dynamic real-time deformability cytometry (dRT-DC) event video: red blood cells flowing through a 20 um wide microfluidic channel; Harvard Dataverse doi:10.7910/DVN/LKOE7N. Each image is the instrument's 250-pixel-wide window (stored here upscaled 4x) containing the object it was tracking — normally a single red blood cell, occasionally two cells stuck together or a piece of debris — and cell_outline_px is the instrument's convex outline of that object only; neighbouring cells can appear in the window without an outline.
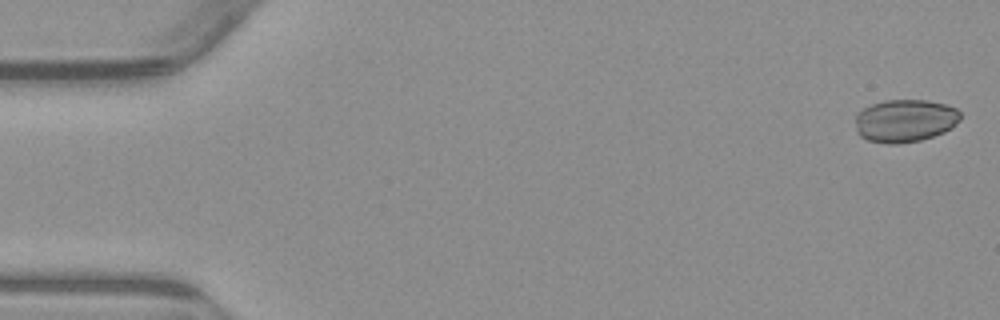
{"species": "common noctule bat (a hibernating species)", "species_latin": "Nyctalus noctula", "temperature_condition": "warm", "stored_images_in_passage": 54, "camera_frame_rate_fps": 3000, "um_per_image_px": 0.085, "animal": {"sex": "male", "body_mass_g": 23.1, "forearm_length_mm": 52.7}, "frame": {"image": 1, "passage_image": 2, "time_ms": 0.333, "image_size_px": [1000, 320], "cell_outline_px": [[960, 120], [952, 128], [944, 132], [920, 140], [896, 144], [888, 144], [868, 140], [860, 136], [856, 132], [856, 116], [864, 108], [872, 104], [884, 100], [928, 100], [944, 104], [956, 108], [960, 112]], "centroid_in_image_um": [76.93, 10.26], "position_along_channel_um": 8.1, "area_um2": 26.18}}
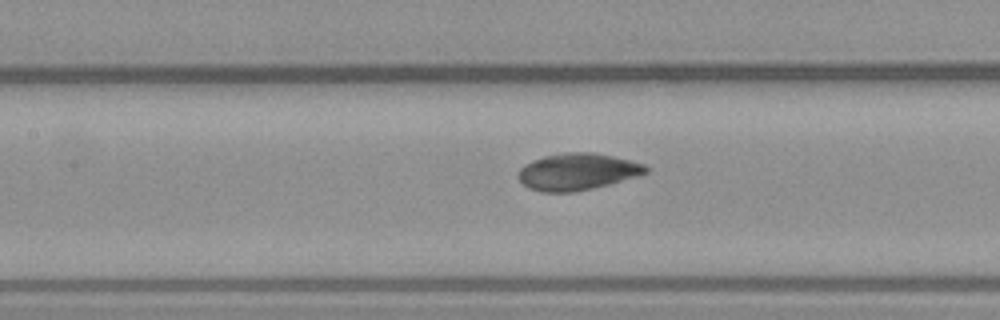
{"frame": {"image": 2, "passage_image": 25, "time_ms": 8.0, "image_size_px": [1000, 320], "cell_outline_px": [[648, 172], [636, 176], [608, 184], [592, 188], [572, 192], [544, 192], [528, 188], [520, 180], [520, 168], [544, 156], [564, 152], [592, 152], [612, 156], [644, 164], [648, 168]], "centroid_in_image_um": [49.09, 14.59], "position_along_channel_um": 158.3, "area_um2": 26.76}}
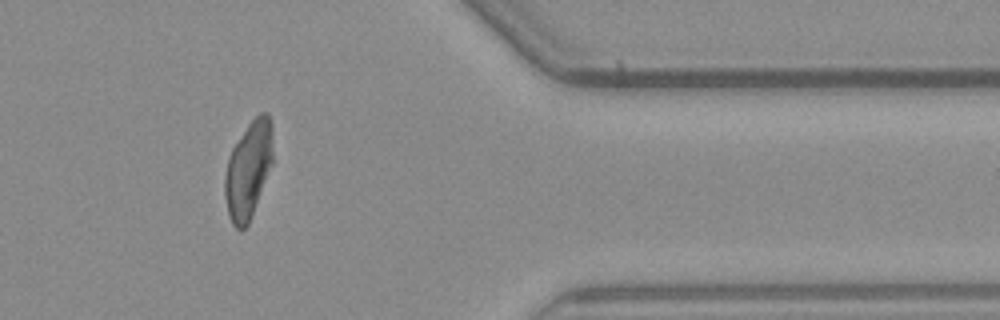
{"frame": {"image": 3, "passage_image": 45, "time_ms": 14.667, "image_size_px": [1000, 320], "cell_outline_px": [[272, 164], [248, 224], [244, 228], [236, 228], [232, 224], [228, 216], [224, 196], [224, 176], [228, 156], [232, 148], [248, 124], [260, 112], [268, 112], [272, 124]], "centroid_in_image_um": [21.09, 14.42], "position_along_channel_um": 390.3, "area_um2": 27.17}, "authors_computed_cell_mechanics": {"area_um2": 27.1371, "velocity_mm_per_s": 3.8432, "shape_relaxation_time_tau1_ms": 4.6343, "shape_relaxation_time_tau2_ms": 1.4249, "deformation_change_tau1": 0.0769, "deformation_change_tau2": 0.0286}}